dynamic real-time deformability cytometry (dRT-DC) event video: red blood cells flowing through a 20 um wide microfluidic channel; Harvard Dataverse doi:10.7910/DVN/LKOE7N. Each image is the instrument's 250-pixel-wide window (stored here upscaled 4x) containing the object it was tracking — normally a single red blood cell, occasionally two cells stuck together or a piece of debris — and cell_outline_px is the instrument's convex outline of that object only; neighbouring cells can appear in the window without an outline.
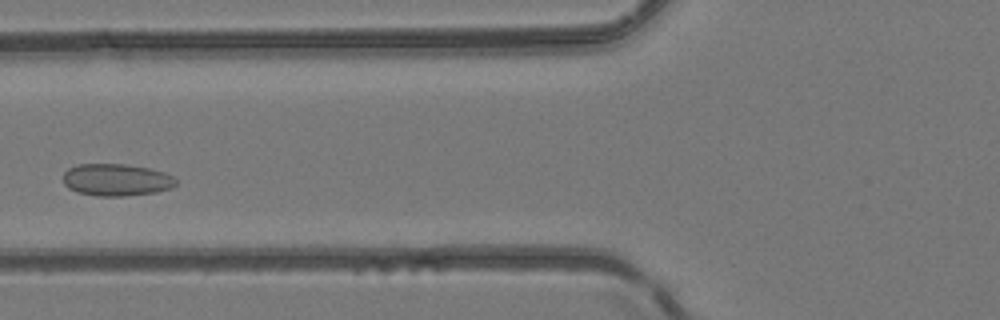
{"species": "common noctule bat (a hibernating species)", "species_latin": "Nyctalus noctula", "temperature_condition": "room temperature", "stored_images_in_passage": 8, "camera_frame_rate_fps": 3000, "um_per_image_px": 0.085, "animal": {"sex": "female", "body_mass_g": 24.6, "forearm_length_mm": 56.2}, "frame": {"image": 1, "passage_image": 7, "time_ms": 7.667, "image_size_px": [1000, 320], "cell_outline_px": [[176, 184], [172, 188], [156, 192], [124, 196], [96, 196], [76, 192], [68, 188], [64, 184], [64, 172], [68, 168], [76, 164], [124, 164], [148, 168], [164, 172], [172, 176], [176, 180]], "centroid_in_image_um": [9.87, 15.29], "position_along_channel_um": 115.9, "area_um2": 21.21}}
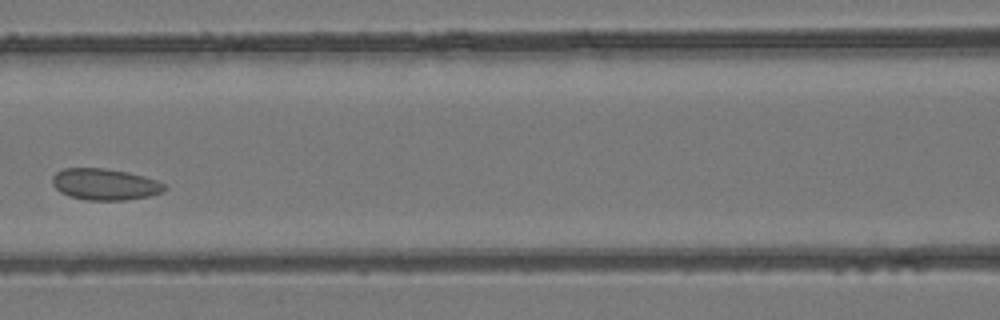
{"frame": {"image": 2, "passage_image": 8, "time_ms": 8.667, "image_size_px": [1000, 320], "cell_outline_px": [[168, 188], [164, 192], [152, 196], [124, 200], [88, 200], [68, 196], [60, 192], [52, 184], [52, 176], [56, 172], [64, 168], [104, 168], [128, 172], [144, 176], [156, 180], [164, 184]], "centroid_in_image_um": [8.93, 15.67], "position_along_channel_um": 157.7, "area_um2": 20.75}}